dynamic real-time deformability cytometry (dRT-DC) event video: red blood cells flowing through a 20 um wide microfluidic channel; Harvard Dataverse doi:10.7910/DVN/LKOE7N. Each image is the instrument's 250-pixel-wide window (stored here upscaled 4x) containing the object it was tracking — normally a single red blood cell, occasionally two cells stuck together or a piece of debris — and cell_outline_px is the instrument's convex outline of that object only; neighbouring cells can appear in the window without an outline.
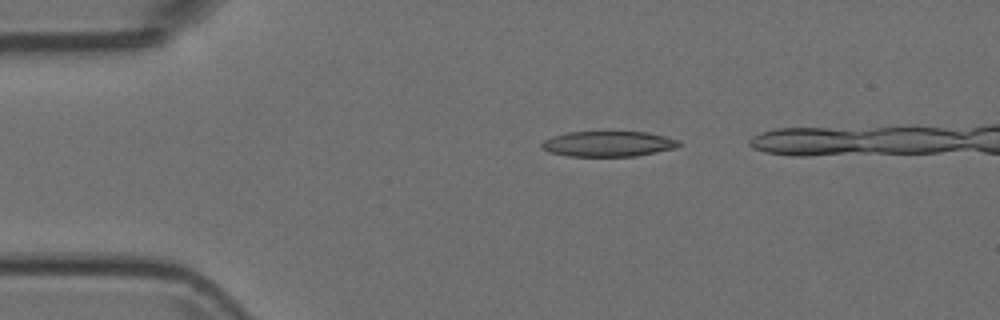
{"species": "Egyptian fruit bat (a non-hibernating species)", "species_latin": "Rousettus aegyptiacus", "temperature_condition": "room temperature", "stored_images_in_passage": 4, "camera_frame_rate_fps": 3000, "um_per_image_px": 0.085, "animal": {"sex": "female"}, "frame": {"image": 1, "passage_image": 2, "time_ms": 0.333, "image_size_px": [1000, 320], "cell_outline_px": [[684, 144], [676, 148], [636, 156], [568, 156], [548, 152], [540, 148], [540, 144], [544, 140], [552, 136], [568, 132], [648, 132], [680, 140]], "centroid_in_image_um": [51.71, 12.23], "position_along_channel_um": 33.3, "area_um2": 20.52}}